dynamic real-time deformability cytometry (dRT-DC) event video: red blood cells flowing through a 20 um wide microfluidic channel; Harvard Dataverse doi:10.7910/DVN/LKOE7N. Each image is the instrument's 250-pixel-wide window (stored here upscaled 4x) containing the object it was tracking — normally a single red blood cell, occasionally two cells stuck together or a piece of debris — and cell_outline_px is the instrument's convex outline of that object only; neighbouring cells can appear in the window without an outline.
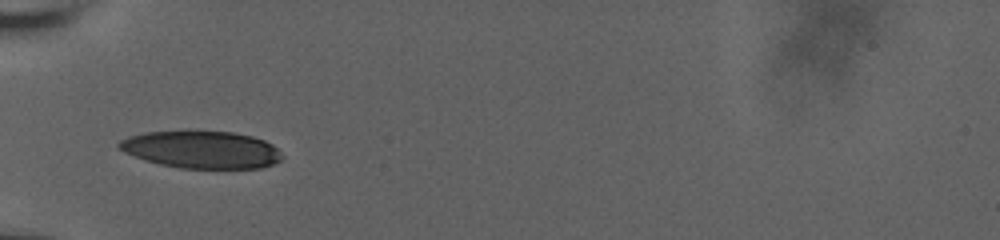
{"species": "human", "species_latin": "Homo sapiens", "temperature_condition": "room temperature", "stored_images_in_passage": 17, "camera_frame_rate_fps": 3000, "um_per_image_px": 0.085, "donor": {"sex": "male"}, "frame": {"image": 1, "passage_image": 1, "time_ms": 0.0, "image_size_px": [1000, 240], "cell_outline_px": [[284, 156], [280, 160], [272, 164], [260, 168], [180, 168], [160, 164], [144, 160], [124, 152], [116, 148], [116, 144], [120, 140], [128, 136], [144, 132], [196, 128], [232, 132], [252, 136], [264, 140], [272, 144]], "centroid_in_image_um": [17.07, 12.67], "position_along_channel_um": 67.9, "area_um2": 36.59}}
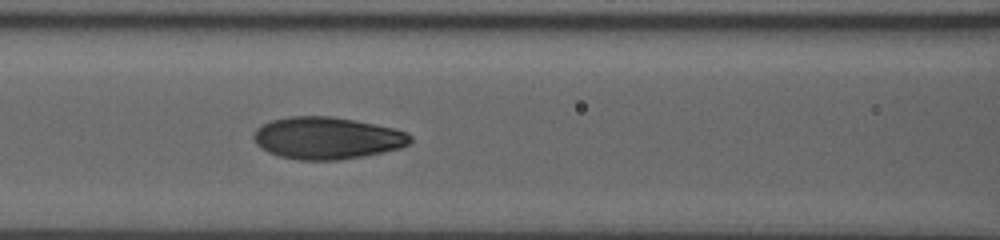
{"frame": {"image": 2, "passage_image": 5, "time_ms": 2.0, "image_size_px": [1000, 240], "cell_outline_px": [[412, 140], [408, 144], [400, 148], [364, 156], [340, 160], [300, 160], [280, 156], [268, 152], [256, 144], [252, 136], [256, 128], [272, 120], [288, 116], [332, 116], [356, 120], [392, 128], [408, 132], [412, 136]], "centroid_in_image_um": [27.79, 11.73], "position_along_channel_um": 138.8, "area_um2": 38.49}}
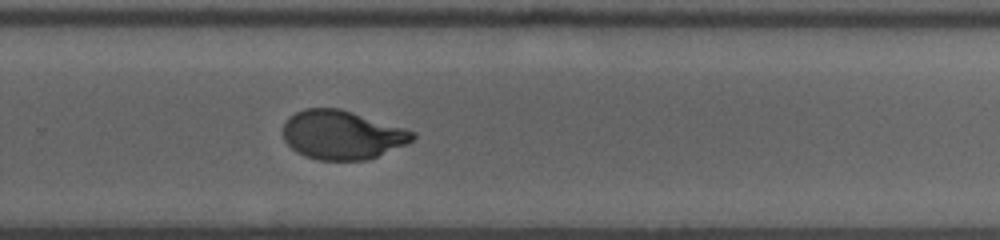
{"frame": {"image": 3, "passage_image": 17, "time_ms": 6.333, "image_size_px": [1000, 240], "cell_outline_px": [[416, 136], [408, 144], [368, 160], [316, 160], [304, 156], [296, 152], [284, 140], [284, 124], [288, 116], [304, 108], [340, 108], [404, 128], [416, 132]], "centroid_in_image_um": [29.08, 11.47], "position_along_channel_um": 300.7, "area_um2": 37.05}}